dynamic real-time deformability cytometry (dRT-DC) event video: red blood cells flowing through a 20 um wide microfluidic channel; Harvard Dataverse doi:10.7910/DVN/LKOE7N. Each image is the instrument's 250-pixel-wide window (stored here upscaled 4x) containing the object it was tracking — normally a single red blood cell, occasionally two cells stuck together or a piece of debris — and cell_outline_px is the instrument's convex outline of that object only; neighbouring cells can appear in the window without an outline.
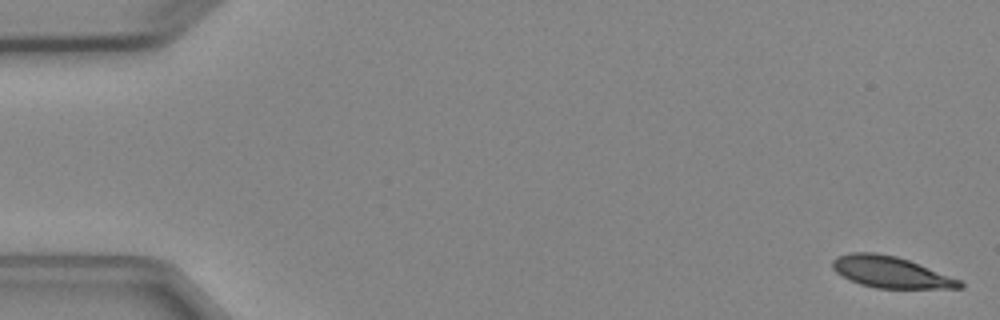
{"species": "Egyptian fruit bat (a non-hibernating species)", "species_latin": "Rousettus aegyptiacus", "temperature_condition": "cold", "stored_images_in_passage": 6, "segment_of_instrument_passage": [1, 2], "camera_frame_rate_fps": 3000, "um_per_image_px": 0.085, "animal": {"sex": "female"}, "frame": {"image": 1, "passage_image": 1, "time_ms": 0.0, "image_size_px": [1000, 320], "cell_outline_px": [[964, 288], [876, 288], [860, 284], [836, 272], [832, 268], [832, 260], [836, 256], [848, 252], [876, 252], [896, 256], [908, 260], [960, 280], [964, 284]], "centroid_in_image_um": [75.67, 23.12], "position_along_channel_um": 9.3, "area_um2": 23.06}}
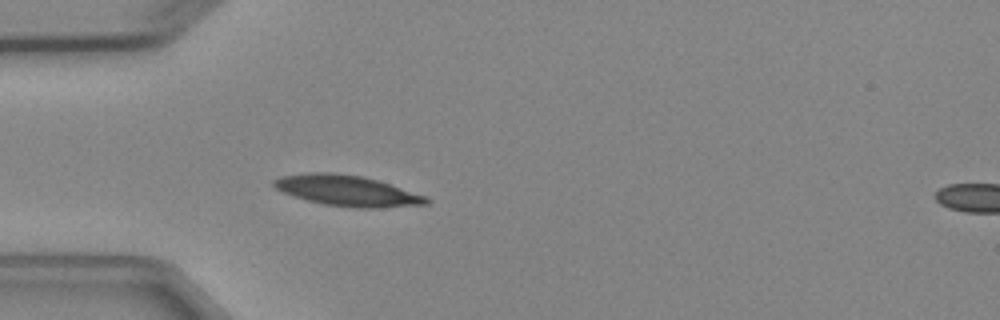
{"frame": {"image": 2, "passage_image": 5, "time_ms": 4.667, "image_size_px": [1000, 320], "cell_outline_px": [[432, 200], [428, 204], [376, 208], [356, 208], [324, 204], [308, 200], [284, 192], [276, 188], [272, 184], [272, 180], [280, 176], [308, 172], [332, 172], [360, 176], [376, 180], [424, 196]], "centroid_in_image_um": [29.47, 16.2], "position_along_channel_um": 55.5, "area_um2": 26.88}}